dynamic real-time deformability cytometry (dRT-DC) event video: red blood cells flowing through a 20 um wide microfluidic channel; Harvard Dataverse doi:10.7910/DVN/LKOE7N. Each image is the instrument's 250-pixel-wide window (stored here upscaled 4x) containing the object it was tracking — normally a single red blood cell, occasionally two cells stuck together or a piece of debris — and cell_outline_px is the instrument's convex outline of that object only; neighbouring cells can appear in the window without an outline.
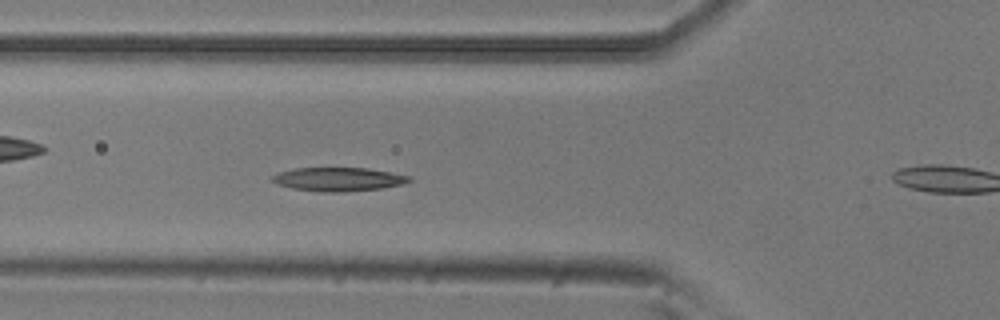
{"species": "common noctule bat (a hibernating species)", "species_latin": "Nyctalus noctula", "temperature_condition": "room temperature", "stored_images_in_passage": 32, "camera_frame_rate_fps": 3000, "um_per_image_px": 0.085, "animal": {"sex": "male", "body_mass_g": 20.5, "forearm_length_mm": 52.5}, "frame": {"image": 1, "passage_image": 5, "time_ms": 1.333, "image_size_px": [1000, 320], "cell_outline_px": [[412, 180], [404, 184], [380, 188], [344, 192], [324, 192], [292, 188], [280, 184], [272, 180], [272, 176], [280, 172], [296, 168], [368, 168], [412, 176]], "centroid_in_image_um": [28.83, 15.23], "position_along_channel_um": 97.0, "area_um2": 18.73}}
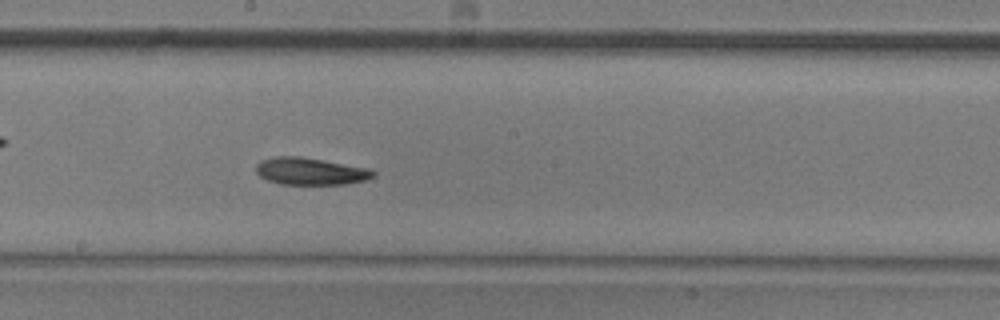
{"frame": {"image": 2, "passage_image": 15, "time_ms": 4.667, "image_size_px": [1000, 320], "cell_outline_px": [[376, 176], [364, 180], [344, 184], [280, 184], [268, 180], [260, 176], [256, 172], [256, 164], [260, 160], [276, 156], [300, 156], [368, 168], [376, 172]], "centroid_in_image_um": [26.36, 14.55], "position_along_channel_um": 221.8, "area_um2": 18.5}}
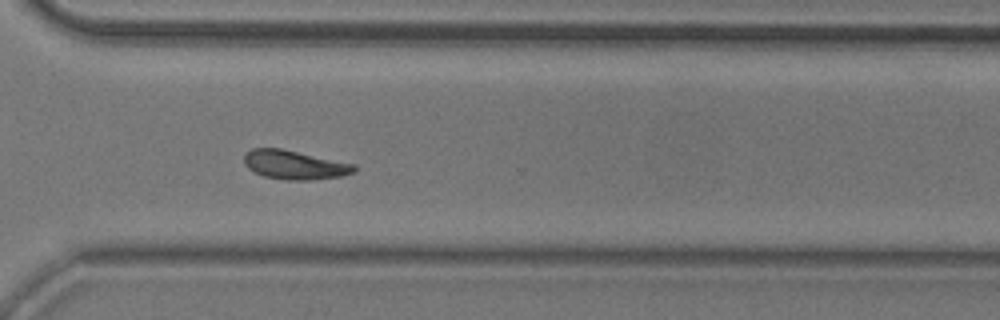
{"frame": {"image": 3, "passage_image": 25, "time_ms": 8.0, "image_size_px": [1000, 320], "cell_outline_px": [[356, 172], [340, 176], [312, 180], [284, 180], [264, 176], [248, 168], [244, 164], [244, 156], [252, 148], [280, 148], [356, 164]], "centroid_in_image_um": [25.06, 14.02], "position_along_channel_um": 345.5, "area_um2": 18.55}, "authors_computed_cell_mechanics": {"area_um2": 18.496, "velocity_mm_per_s": 3.7249, "shape_relaxation_time_tau1_ms": 4.8073, "shape_relaxation_time_tau2_ms": null, "deformation_change_tau1": 0.1295, "deformation_change_tau2": null}}